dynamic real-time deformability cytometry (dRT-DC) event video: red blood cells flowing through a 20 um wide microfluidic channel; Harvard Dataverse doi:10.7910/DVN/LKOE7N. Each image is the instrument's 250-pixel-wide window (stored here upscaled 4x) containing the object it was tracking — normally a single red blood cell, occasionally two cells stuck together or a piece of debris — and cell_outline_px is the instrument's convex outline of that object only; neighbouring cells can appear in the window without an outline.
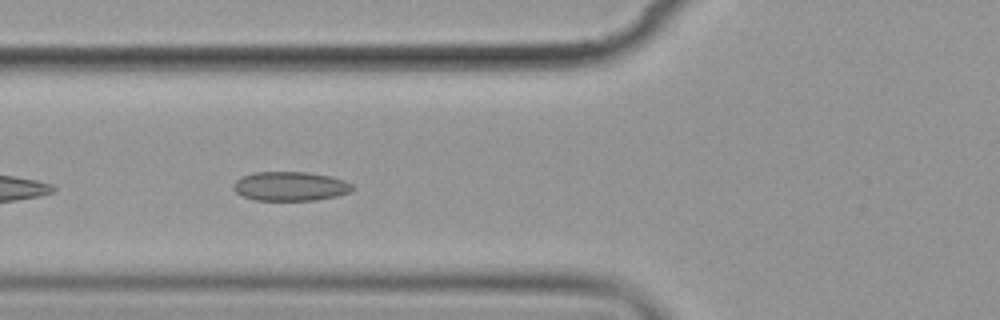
{"species": "common noctule bat (a hibernating species)", "species_latin": "Nyctalus noctula", "temperature_condition": "cold", "stored_images_in_passage": 8, "camera_frame_rate_fps": 3000, "um_per_image_px": 0.085, "animal": {"sex": "female", "body_mass_g": 19.9}, "frame": {"image": 1, "passage_image": 7, "time_ms": 7.0, "image_size_px": [1000, 320], "cell_outline_px": [[356, 188], [352, 192], [336, 196], [316, 200], [256, 200], [244, 196], [236, 192], [232, 188], [232, 184], [236, 180], [252, 172], [308, 172], [332, 176], [344, 180], [352, 184]], "centroid_in_image_um": [24.71, 15.82], "position_along_channel_um": 101.1, "area_um2": 20.4}}
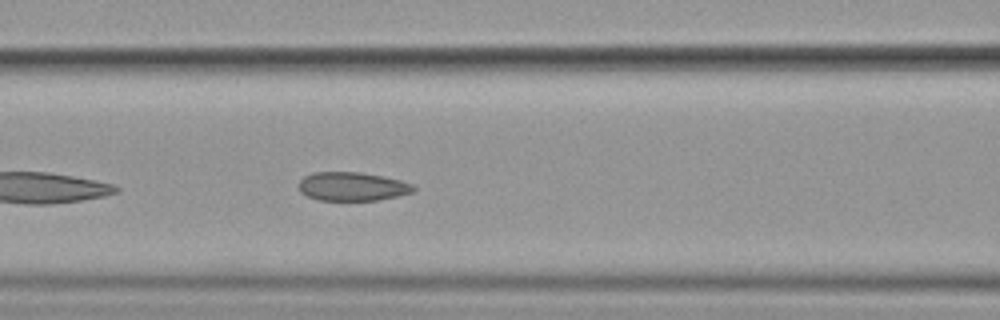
{"frame": {"image": 2, "passage_image": 8, "time_ms": 8.0, "image_size_px": [1000, 320], "cell_outline_px": [[416, 188], [412, 192], [396, 196], [376, 200], [320, 200], [308, 196], [300, 192], [300, 180], [304, 176], [312, 172], [360, 172], [384, 176], [400, 180], [412, 184]], "centroid_in_image_um": [29.94, 15.84], "position_along_channel_um": 136.7, "area_um2": 19.07}}